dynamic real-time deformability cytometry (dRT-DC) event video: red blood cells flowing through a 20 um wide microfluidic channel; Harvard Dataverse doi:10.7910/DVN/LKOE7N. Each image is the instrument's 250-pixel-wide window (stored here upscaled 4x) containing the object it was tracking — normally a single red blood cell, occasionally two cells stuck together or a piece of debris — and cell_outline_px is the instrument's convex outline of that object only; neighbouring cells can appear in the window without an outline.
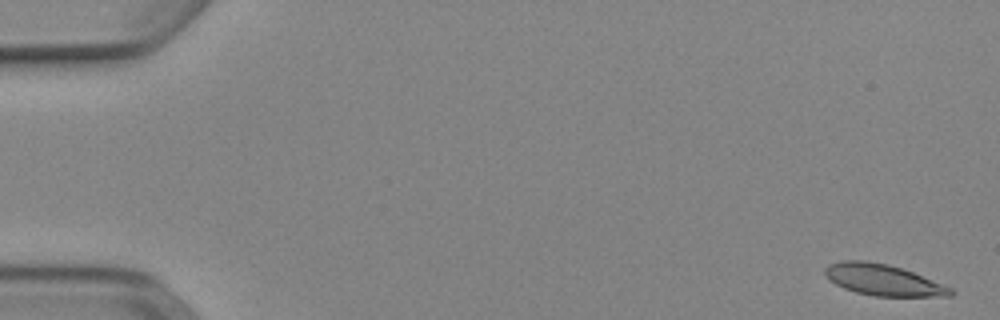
{"species": "Egyptian fruit bat (a non-hibernating species)", "species_latin": "Rousettus aegyptiacus", "temperature_condition": "cold", "stored_images_in_passage": 53, "camera_frame_rate_fps": 3000, "um_per_image_px": 0.085, "animal": {"sex": "female"}, "frame": {"image": 1, "passage_image": 2, "time_ms": 0.333, "image_size_px": [1000, 320], "cell_outline_px": [[956, 292], [952, 296], [872, 296], [856, 292], [844, 288], [828, 280], [824, 276], [824, 268], [828, 264], [840, 260], [864, 260], [888, 264], [912, 272], [952, 288]], "centroid_in_image_um": [75.01, 23.79], "position_along_channel_um": 10.0, "area_um2": 22.89}}
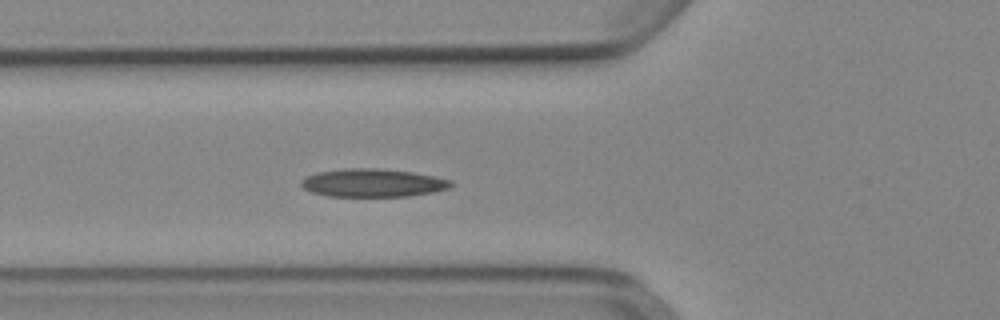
{"frame": {"image": 2, "passage_image": 20, "time_ms": 6.333, "image_size_px": [1000, 320], "cell_outline_px": [[452, 184], [448, 188], [432, 192], [408, 196], [328, 196], [312, 192], [304, 188], [300, 184], [300, 180], [316, 172], [344, 168], [380, 168], [412, 172], [436, 176], [452, 180]], "centroid_in_image_um": [31.68, 15.53], "position_along_channel_um": 94.1, "area_um2": 24.57}}
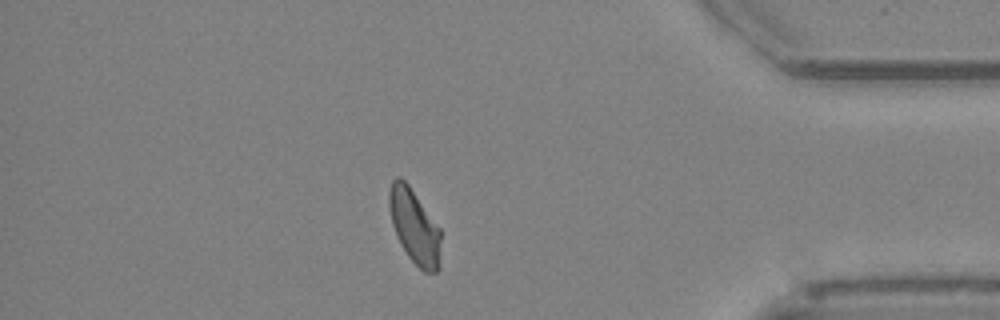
{"frame": {"image": 3, "passage_image": 46, "time_ms": 15.0, "image_size_px": [1000, 320], "cell_outline_px": [[440, 268], [436, 272], [424, 272], [408, 256], [400, 244], [392, 224], [388, 204], [388, 192], [392, 180], [396, 176], [400, 176], [408, 184], [440, 228]], "centroid_in_image_um": [35.22, 19.24], "position_along_channel_um": 400.0, "area_um2": 22.43}, "authors_computed_cell_mechanics": {"area_um2": 23.0044, "velocity_mm_per_s": 3.8915, "shape_relaxation_time_tau1_ms": 11.1848, "shape_relaxation_time_tau2_ms": 1.9108, "deformation_change_tau1": 0.2169, "deformation_change_tau2": 0.0678}}